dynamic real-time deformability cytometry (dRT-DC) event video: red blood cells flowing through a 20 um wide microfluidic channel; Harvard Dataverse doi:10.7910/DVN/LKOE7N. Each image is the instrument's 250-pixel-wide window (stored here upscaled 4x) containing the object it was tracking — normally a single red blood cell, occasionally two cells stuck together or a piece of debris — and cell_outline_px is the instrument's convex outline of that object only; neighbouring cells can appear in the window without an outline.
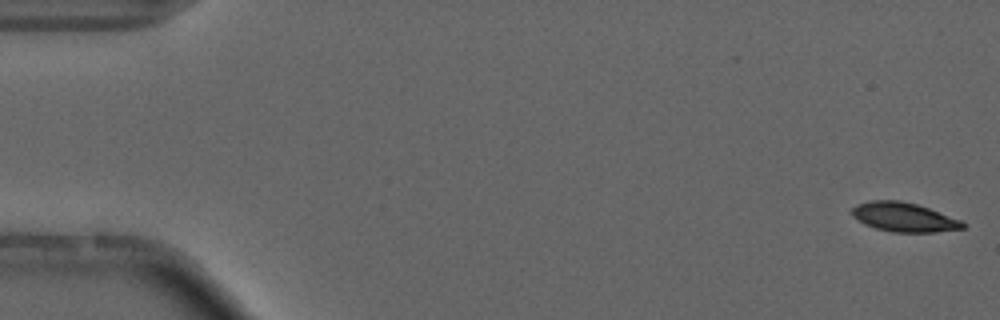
{"species": "common noctule bat (a hibernating species)", "species_latin": "Nyctalus noctula", "temperature_condition": "cold", "stored_images_in_passage": 10, "camera_frame_rate_fps": 3000, "um_per_image_px": 0.085, "animal": {"sex": "male", "forearm_length_mm": 52.5}, "frame": {"image": 1, "passage_image": 1, "time_ms": 0.0, "image_size_px": [1000, 320], "cell_outline_px": [[968, 224], [964, 228], [936, 232], [892, 232], [876, 228], [864, 224], [852, 216], [848, 212], [852, 208], [860, 204], [872, 200], [900, 200], [916, 204], [928, 208], [960, 220]], "centroid_in_image_um": [76.81, 18.46], "position_along_channel_um": 8.2, "area_um2": 18.79}}